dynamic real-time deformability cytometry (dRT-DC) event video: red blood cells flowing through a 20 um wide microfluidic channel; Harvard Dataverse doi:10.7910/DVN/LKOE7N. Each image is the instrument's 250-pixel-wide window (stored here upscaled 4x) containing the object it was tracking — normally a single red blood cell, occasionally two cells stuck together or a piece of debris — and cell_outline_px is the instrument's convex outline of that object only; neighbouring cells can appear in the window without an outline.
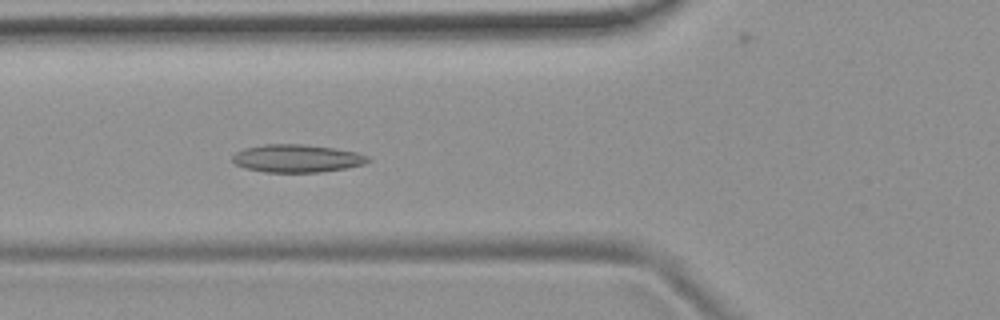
{"species": "common noctule bat (a hibernating species)", "species_latin": "Nyctalus noctula", "temperature_condition": "room temperature", "stored_images_in_passage": 55, "camera_frame_rate_fps": 3000, "um_per_image_px": 0.085, "animal": {"sex": "female", "body_mass_g": 19.9}, "frame": {"image": 1, "passage_image": 20, "time_ms": 6.333, "image_size_px": [1000, 320], "cell_outline_px": [[372, 160], [364, 164], [348, 168], [320, 172], [264, 172], [244, 168], [236, 164], [232, 160], [232, 156], [236, 152], [244, 148], [264, 144], [304, 144], [332, 148], [356, 152], [368, 156]], "centroid_in_image_um": [25.24, 13.47], "position_along_channel_um": 100.6, "area_um2": 22.08}}
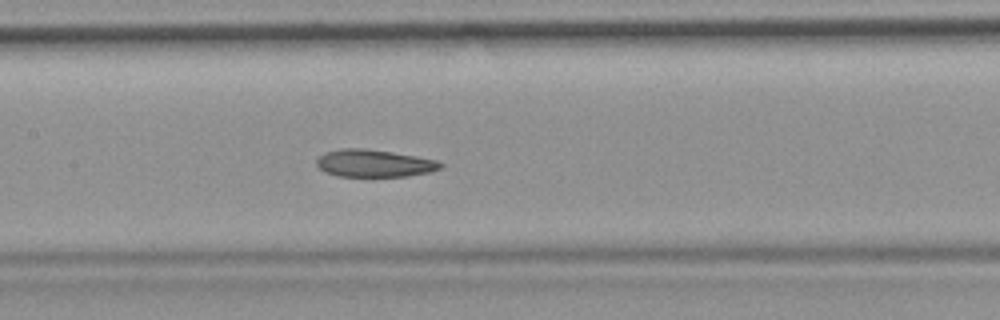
{"frame": {"image": 2, "passage_image": 26, "time_ms": 8.333, "image_size_px": [1000, 320], "cell_outline_px": [[444, 164], [440, 168], [428, 172], [408, 176], [336, 176], [324, 172], [316, 164], [316, 160], [324, 152], [340, 148], [364, 148], [392, 152], [440, 160]], "centroid_in_image_um": [31.79, 13.87], "position_along_channel_um": 175.6, "area_um2": 19.88}}
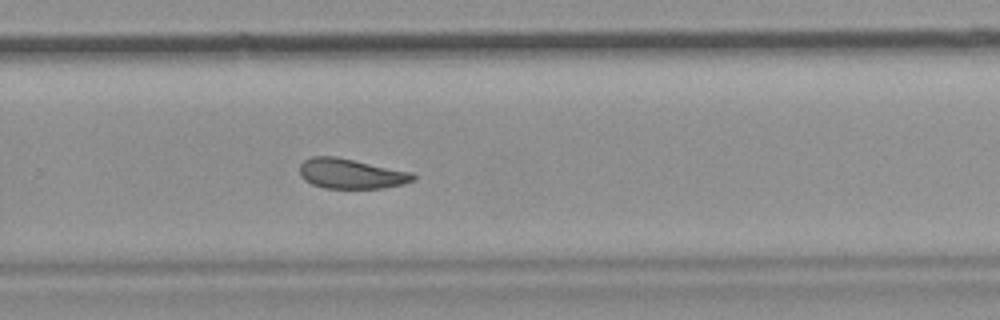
{"frame": {"image": 3, "passage_image": 36, "time_ms": 11.667, "image_size_px": [1000, 320], "cell_outline_px": [[416, 180], [404, 184], [384, 188], [324, 188], [312, 184], [304, 180], [300, 176], [300, 164], [304, 160], [312, 156], [336, 156], [412, 172], [416, 176]], "centroid_in_image_um": [29.85, 14.76], "position_along_channel_um": 300.0, "area_um2": 20.0}, "authors_computed_cell_mechanics": {"area_um2": 21.386, "velocity_mm_per_s": 3.7565, "shape_relaxation_time_tau1_ms": null, "shape_relaxation_time_tau2_ms": 4.8454, "deformation_change_tau1": null, "deformation_change_tau2": 0.1189}}